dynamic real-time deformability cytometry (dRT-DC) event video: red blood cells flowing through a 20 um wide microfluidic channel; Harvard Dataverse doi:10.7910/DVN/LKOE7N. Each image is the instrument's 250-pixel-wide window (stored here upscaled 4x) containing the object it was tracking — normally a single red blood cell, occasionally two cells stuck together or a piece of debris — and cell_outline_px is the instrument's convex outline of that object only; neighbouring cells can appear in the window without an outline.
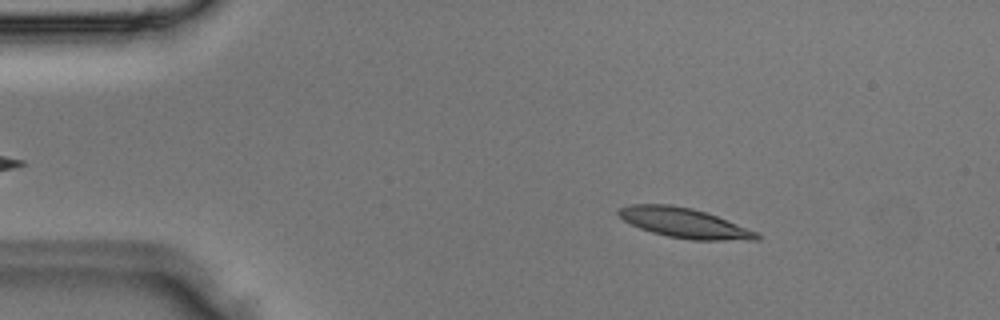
{"species": "Egyptian fruit bat (a non-hibernating species)", "species_latin": "Rousettus aegyptiacus", "temperature_condition": "room temperature", "stored_images_in_passage": 2, "camera_frame_rate_fps": 3000, "um_per_image_px": 0.085, "animal": {"sex": "male"}, "frame": {"image": 1, "passage_image": 1, "time_ms": 0.0, "image_size_px": [1000, 320], "cell_outline_px": [[760, 240], [692, 240], [668, 236], [652, 232], [640, 228], [624, 220], [616, 212], [620, 208], [632, 204], [672, 204], [692, 208], [716, 216], [760, 232]], "centroid_in_image_um": [58.21, 18.95], "position_along_channel_um": 26.8, "area_um2": 23.93}}